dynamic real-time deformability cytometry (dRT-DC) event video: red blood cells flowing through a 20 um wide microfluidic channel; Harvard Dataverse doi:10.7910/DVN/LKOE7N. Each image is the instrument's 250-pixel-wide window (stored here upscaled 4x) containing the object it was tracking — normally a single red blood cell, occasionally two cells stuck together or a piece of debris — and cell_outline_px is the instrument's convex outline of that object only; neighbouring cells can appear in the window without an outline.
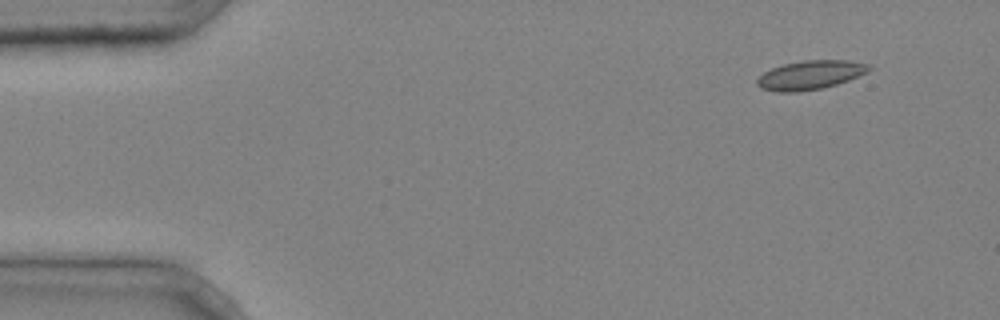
{"species": "common noctule bat (a hibernating species)", "species_latin": "Nyctalus noctula", "temperature_condition": "cold", "stored_images_in_passage": 5, "camera_frame_rate_fps": 3000, "um_per_image_px": 0.085, "animal": {"sex": "male", "body_mass_g": 20.4}, "frame": {"image": 1, "passage_image": 1, "time_ms": 0.0, "image_size_px": [1000, 320], "cell_outline_px": [[872, 68], [868, 72], [848, 80], [836, 84], [820, 88], [796, 92], [780, 92], [760, 88], [756, 84], [756, 80], [764, 72], [772, 68], [784, 64], [804, 60], [848, 60], [868, 64]], "centroid_in_image_um": [68.87, 6.37], "position_along_channel_um": 16.1, "area_um2": 18.73}}
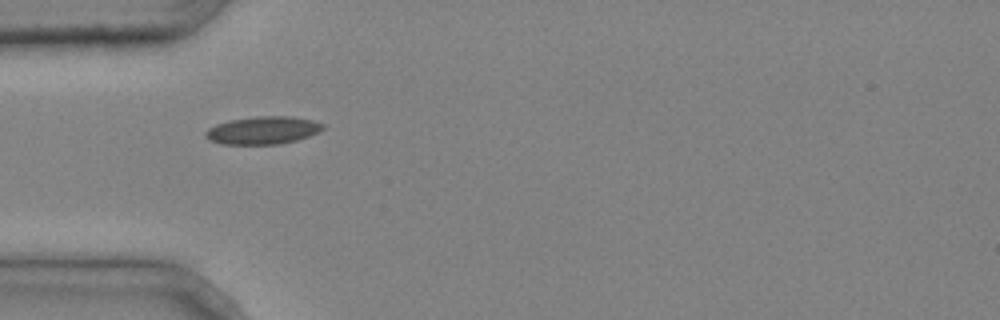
{"frame": {"image": 2, "passage_image": 3, "time_ms": 0.667, "image_size_px": [1000, 320], "cell_outline_px": [[324, 128], [308, 136], [296, 140], [280, 144], [220, 144], [204, 136], [204, 132], [208, 128], [216, 124], [232, 120], [256, 116], [292, 116], [312, 120], [324, 124]], "centroid_in_image_um": [22.33, 11.07], "position_along_channel_um": 62.7, "area_um2": 18.84}}